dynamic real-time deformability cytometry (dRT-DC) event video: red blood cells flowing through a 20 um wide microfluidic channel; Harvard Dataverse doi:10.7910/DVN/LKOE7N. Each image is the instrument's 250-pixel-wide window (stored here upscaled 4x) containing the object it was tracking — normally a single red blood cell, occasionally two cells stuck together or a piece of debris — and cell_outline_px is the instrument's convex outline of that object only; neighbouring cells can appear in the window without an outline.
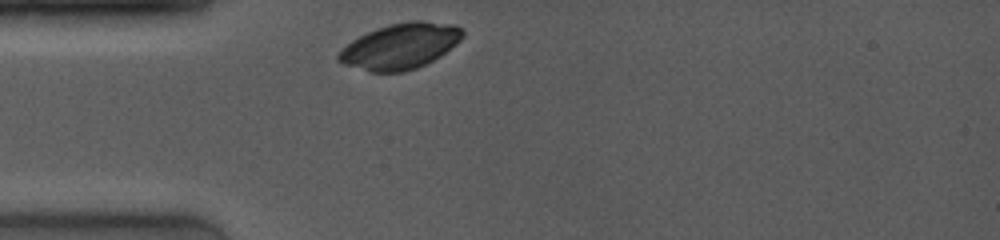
{"species": "common noctule bat (a hibernating species)", "species_latin": "Nyctalus noctula", "temperature_condition": "room temperature", "stored_images_in_passage": 15, "camera_frame_rate_fps": 4000, "um_per_image_px": 0.085, "animal": {"sex": "female", "body_mass_g": 19.0, "forearm_length_mm": 53.3}, "frame": {"image": 1, "passage_image": 1, "time_ms": 0.0, "image_size_px": [1000, 240], "cell_outline_px": [[464, 36], [456, 44], [440, 56], [416, 68], [404, 72], [368, 72], [344, 64], [336, 60], [336, 56], [352, 40], [376, 28], [388, 24], [408, 20], [424, 20], [452, 24], [460, 28], [464, 32]], "centroid_in_image_um": [34.03, 3.92], "position_along_channel_um": 51.0, "area_um2": 33.0}}